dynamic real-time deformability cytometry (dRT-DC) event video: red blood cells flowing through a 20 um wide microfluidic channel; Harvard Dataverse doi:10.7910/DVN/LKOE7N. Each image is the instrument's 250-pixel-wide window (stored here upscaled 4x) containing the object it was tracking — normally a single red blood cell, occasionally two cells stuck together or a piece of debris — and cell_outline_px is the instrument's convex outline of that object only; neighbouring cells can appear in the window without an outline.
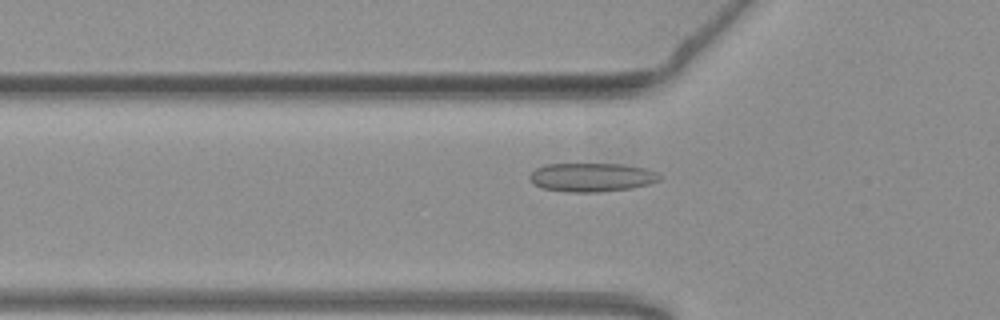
{"species": "common noctule bat (a hibernating species)", "species_latin": "Nyctalus noctula", "temperature_condition": "warm", "stored_images_in_passage": 39, "camera_frame_rate_fps": 3000, "um_per_image_px": 0.085, "animal": {"sex": "female", "body_mass_g": 19.3, "forearm_length_mm": 54.1}, "frame": {"image": 1, "passage_image": 10, "time_ms": 3.0, "image_size_px": [1000, 320], "cell_outline_px": [[660, 180], [648, 184], [632, 188], [600, 192], [568, 192], [540, 188], [532, 184], [528, 180], [528, 176], [536, 168], [548, 164], [624, 164], [644, 168], [656, 172], [660, 176]], "centroid_in_image_um": [50.25, 15.08], "position_along_channel_um": 75.6, "area_um2": 21.91}}
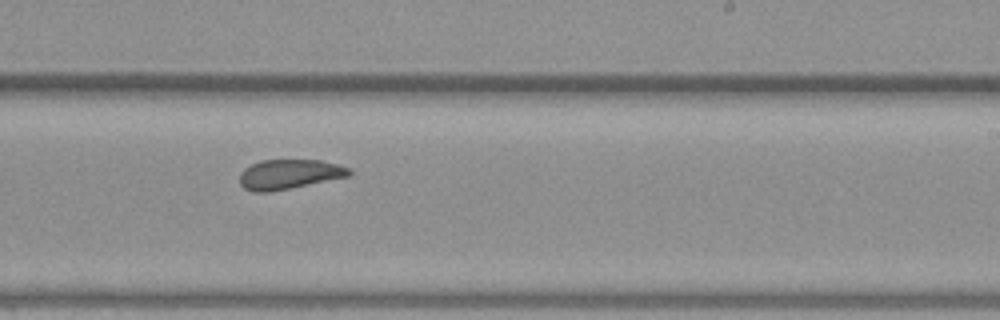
{"frame": {"image": 2, "passage_image": 25, "time_ms": 8.0, "image_size_px": [1000, 320], "cell_outline_px": [[352, 172], [348, 176], [268, 192], [256, 192], [244, 188], [240, 184], [240, 172], [244, 168], [260, 160], [320, 160], [336, 164], [348, 168]], "centroid_in_image_um": [24.53, 14.8], "position_along_channel_um": 264.5, "area_um2": 18.61}}
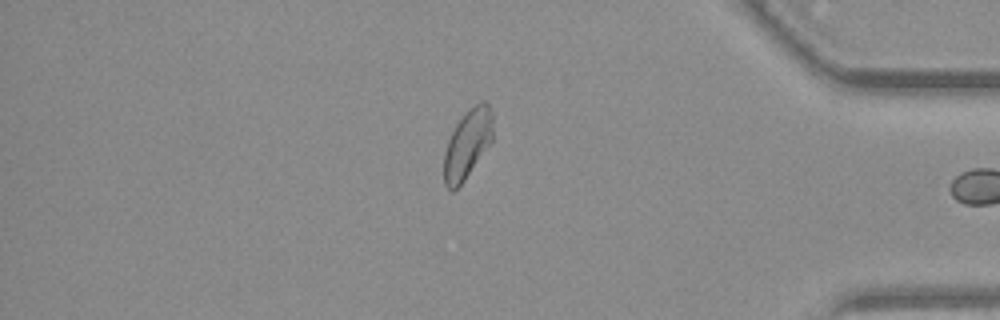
{"frame": {"image": 3, "passage_image": 38, "time_ms": 12.333, "image_size_px": [1000, 320], "cell_outline_px": [[492, 144], [464, 180], [452, 192], [444, 184], [444, 152], [448, 140], [456, 124], [464, 112], [480, 100], [484, 100], [492, 108]], "centroid_in_image_um": [39.75, 12.21], "position_along_channel_um": 395.4, "area_um2": 19.94}, "authors_computed_cell_mechanics": {"area_um2": 19.941, "velocity_mm_per_s": 3.7695, "shape_relaxation_time_tau1_ms": null, "shape_relaxation_time_tau2_ms": 0.7474, "deformation_change_tau1": null, "deformation_change_tau2": 0.0713}}